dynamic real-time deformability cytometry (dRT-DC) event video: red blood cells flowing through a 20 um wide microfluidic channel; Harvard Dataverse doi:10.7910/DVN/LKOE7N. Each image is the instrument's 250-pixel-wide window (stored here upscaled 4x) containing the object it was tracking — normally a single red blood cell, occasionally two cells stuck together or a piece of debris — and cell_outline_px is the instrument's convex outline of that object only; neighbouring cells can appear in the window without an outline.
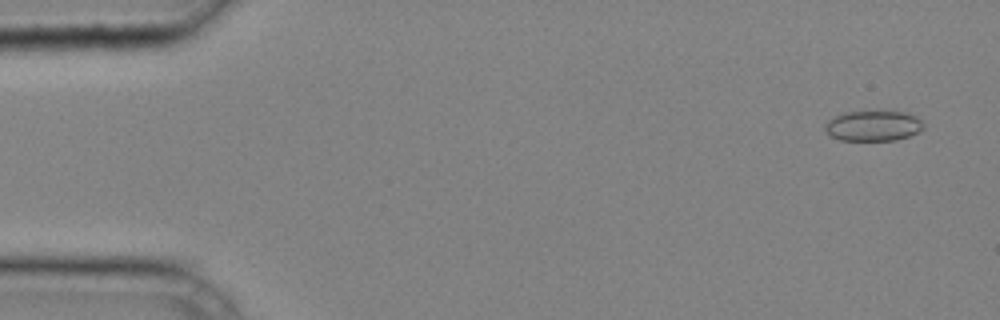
{"species": "common noctule bat (a hibernating species)", "species_latin": "Nyctalus noctula", "temperature_condition": "cold", "stored_images_in_passage": 41, "camera_frame_rate_fps": 3000, "um_per_image_px": 0.085, "animal": {"sex": "male", "body_mass_g": 20.4}, "frame": {"image": 1, "passage_image": 3, "time_ms": 0.667, "image_size_px": [1000, 320], "cell_outline_px": [[924, 128], [908, 136], [896, 140], [840, 140], [832, 136], [824, 128], [828, 120], [832, 116], [844, 112], [908, 112], [916, 116], [924, 124]], "centroid_in_image_um": [74.22, 10.69], "position_along_channel_um": 10.8, "area_um2": 17.28}}
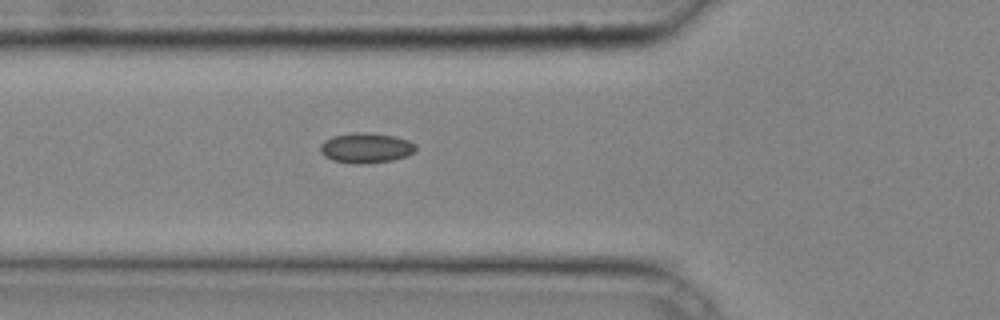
{"frame": {"image": 2, "passage_image": 16, "time_ms": 5.0, "image_size_px": [1000, 320], "cell_outline_px": [[416, 152], [408, 156], [392, 160], [356, 164], [352, 164], [332, 160], [324, 156], [320, 152], [320, 144], [324, 140], [332, 136], [352, 132], [364, 132], [396, 136], [408, 140], [416, 144]], "centroid_in_image_um": [31.11, 12.56], "position_along_channel_um": 94.7, "area_um2": 16.99}}
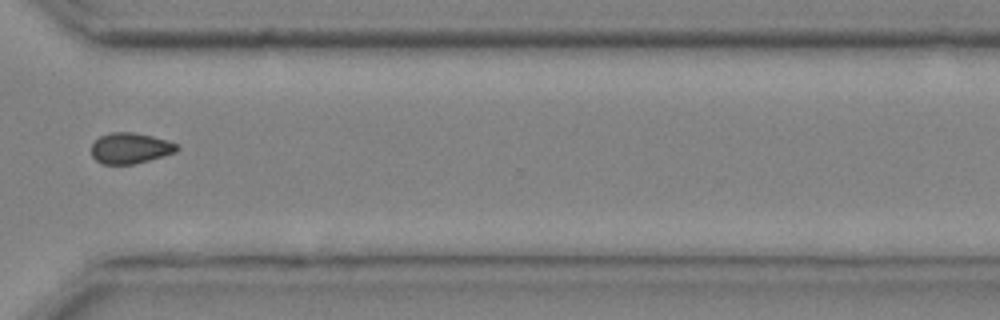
{"frame": {"image": 3, "passage_image": 33, "time_ms": 10.667, "image_size_px": [1000, 320], "cell_outline_px": [[180, 148], [176, 152], [148, 160], [132, 164], [104, 164], [96, 160], [92, 156], [92, 144], [100, 136], [112, 132], [132, 132], [152, 136], [176, 144]], "centroid_in_image_um": [11.05, 12.59], "position_along_channel_um": 359.5, "area_um2": 15.09}}